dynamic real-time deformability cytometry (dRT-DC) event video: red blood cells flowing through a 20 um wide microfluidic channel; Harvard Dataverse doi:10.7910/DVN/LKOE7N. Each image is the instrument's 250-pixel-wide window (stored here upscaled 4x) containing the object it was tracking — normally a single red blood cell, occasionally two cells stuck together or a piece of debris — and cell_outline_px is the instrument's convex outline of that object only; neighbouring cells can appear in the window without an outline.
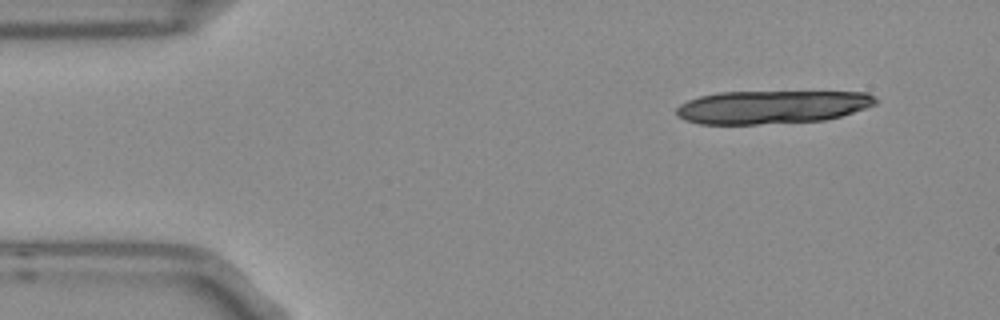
{"species": "Egyptian fruit bat (a non-hibernating species)", "species_latin": "Rousettus aegyptiacus", "temperature_condition": "room temperature", "stored_images_in_passage": 5, "camera_frame_rate_fps": 3000, "um_per_image_px": 0.085, "frame": {"image": 1, "passage_image": 1, "time_ms": 0.0, "image_size_px": [1000, 320], "cell_outline_px": [[880, 100], [876, 104], [840, 116], [824, 120], [756, 124], [700, 124], [684, 120], [676, 116], [676, 108], [680, 104], [688, 100], [700, 96], [716, 92], [868, 92]], "centroid_in_image_um": [65.58, 9.09], "position_along_channel_um": 19.4, "area_um2": 38.55}}
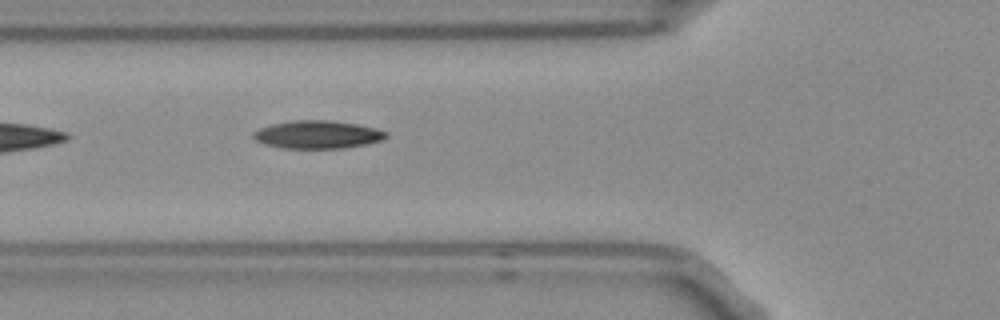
{"frame": {"image": 2, "passage_image": 5, "time_ms": 1.333, "image_size_px": [1000, 320], "cell_outline_px": [[388, 136], [380, 140], [364, 144], [340, 148], [284, 148], [264, 144], [256, 140], [252, 136], [252, 132], [260, 128], [272, 124], [292, 120], [332, 120], [356, 124], [376, 128], [388, 132]], "centroid_in_image_um": [26.97, 11.43], "position_along_channel_um": 98.8, "area_um2": 21.5}}